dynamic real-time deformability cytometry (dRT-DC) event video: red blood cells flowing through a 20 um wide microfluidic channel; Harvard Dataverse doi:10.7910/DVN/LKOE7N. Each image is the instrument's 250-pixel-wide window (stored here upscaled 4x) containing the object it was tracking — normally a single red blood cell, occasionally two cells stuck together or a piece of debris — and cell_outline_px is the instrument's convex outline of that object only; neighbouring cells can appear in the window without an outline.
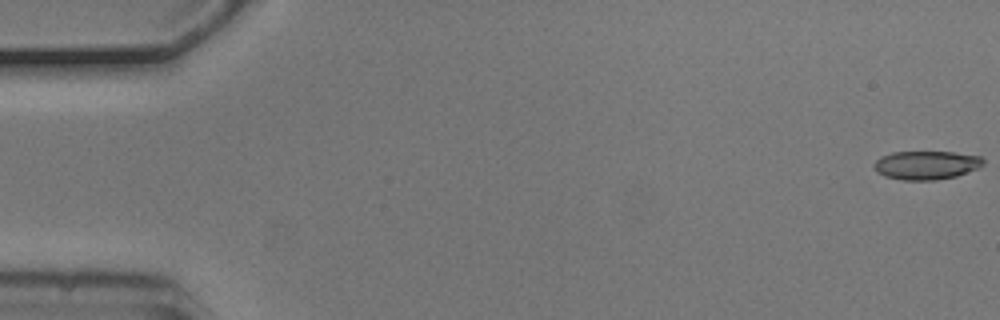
{"species": "common noctule bat (a hibernating species)", "species_latin": "Nyctalus noctula", "temperature_condition": "cold", "stored_images_in_passage": 6, "camera_frame_rate_fps": 3000, "um_per_image_px": 0.085, "animal": {"sex": "male", "body_mass_g": 20.5, "forearm_length_mm": 52.5}, "frame": {"image": 1, "passage_image": 1, "time_ms": 0.0, "image_size_px": [1000, 320], "cell_outline_px": [[984, 164], [980, 168], [956, 176], [936, 180], [904, 180], [884, 176], [876, 172], [872, 164], [880, 156], [892, 152], [956, 152], [980, 156], [984, 160]], "centroid_in_image_um": [78.73, 14.03], "position_along_channel_um": 6.3, "area_um2": 18.44}}
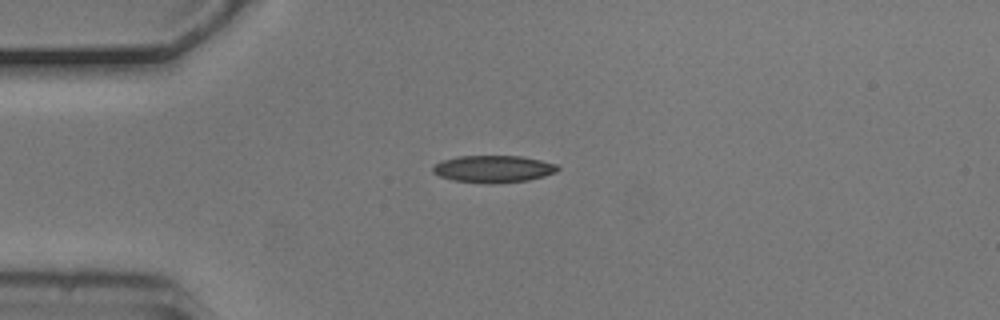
{"frame": {"image": 2, "passage_image": 5, "time_ms": 1.333, "image_size_px": [1000, 320], "cell_outline_px": [[560, 168], [556, 172], [544, 176], [528, 180], [492, 184], [488, 184], [452, 180], [440, 176], [432, 172], [432, 168], [436, 164], [444, 160], [456, 156], [520, 156], [540, 160], [556, 164]], "centroid_in_image_um": [41.93, 14.36], "position_along_channel_um": 43.1, "area_um2": 19.71}}